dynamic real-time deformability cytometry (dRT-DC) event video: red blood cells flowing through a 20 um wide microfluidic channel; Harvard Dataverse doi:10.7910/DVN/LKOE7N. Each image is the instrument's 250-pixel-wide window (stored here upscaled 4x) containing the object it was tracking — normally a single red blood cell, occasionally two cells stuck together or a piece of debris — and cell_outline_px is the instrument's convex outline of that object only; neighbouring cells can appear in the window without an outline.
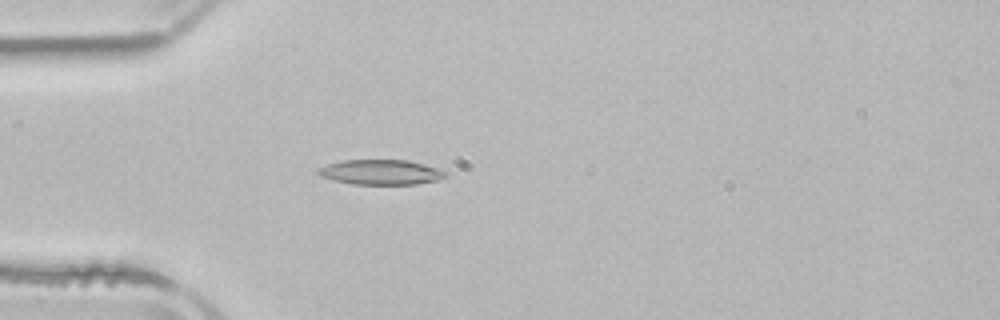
{"species": "common noctule bat (a hibernating species)", "species_latin": "Nyctalus noctula", "temperature_condition": "room temperature", "stored_images_in_passage": 2, "camera_frame_rate_fps": 3000, "um_per_image_px": 0.085, "animal": {"sex": "male", "body_mass_g": 21.5, "forearm_length_mm": 52.0}, "frame": {"image": 1, "passage_image": 2, "time_ms": 1.333, "image_size_px": [1000, 320], "cell_outline_px": [[448, 176], [436, 180], [416, 184], [352, 184], [320, 176], [316, 172], [316, 168], [328, 164], [344, 160], [408, 160], [448, 168]], "centroid_in_image_um": [32.48, 14.62], "position_along_channel_um": 52.5, "area_um2": 18.96}}